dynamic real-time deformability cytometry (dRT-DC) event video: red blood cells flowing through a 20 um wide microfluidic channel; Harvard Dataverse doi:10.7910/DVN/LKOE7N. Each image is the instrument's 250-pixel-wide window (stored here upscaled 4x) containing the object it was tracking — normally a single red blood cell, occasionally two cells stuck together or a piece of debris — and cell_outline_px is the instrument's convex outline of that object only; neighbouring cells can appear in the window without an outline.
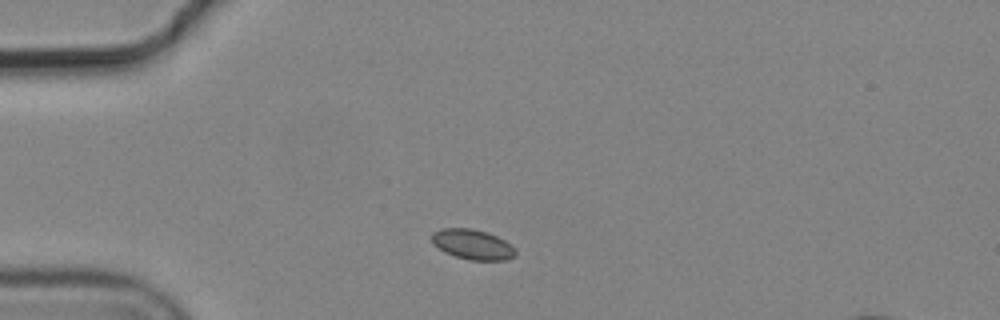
{"species": "common noctule bat (a hibernating species)", "species_latin": "Nyctalus noctula", "temperature_condition": "cold", "stored_images_in_passage": 14, "segment_of_instrument_passage": [1, 2], "camera_frame_rate_fps": 3000, "um_per_image_px": 0.085, "animal": {"sex": "male", "body_mass_g": 19.2, "forearm_length_mm": 51.8}, "frame": {"image": 1, "passage_image": 2, "time_ms": 0.333, "image_size_px": [1000, 320], "cell_outline_px": [[516, 256], [508, 260], [468, 260], [444, 252], [432, 244], [432, 232], [440, 228], [472, 228], [496, 236], [504, 240], [516, 252]], "centroid_in_image_um": [40.12, 20.78], "position_along_channel_um": 44.9, "area_um2": 14.62}}
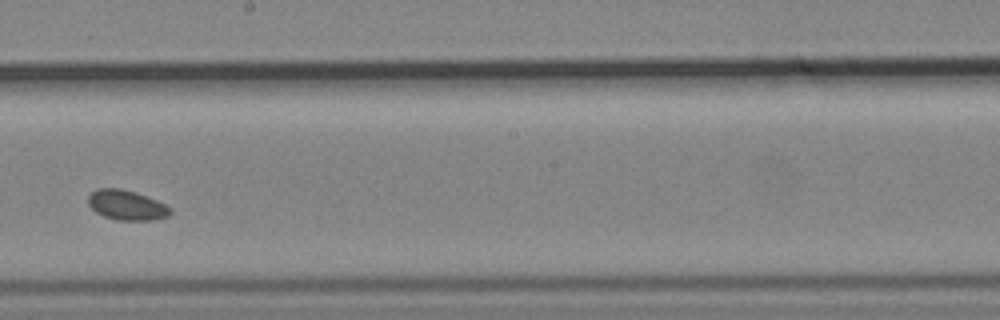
{"frame": {"image": 2, "passage_image": 7, "time_ms": 2.0, "image_size_px": [1000, 320], "cell_outline_px": [[172, 212], [168, 216], [152, 220], [116, 220], [104, 216], [96, 212], [88, 204], [88, 196], [96, 188], [120, 188], [136, 192], [156, 200], [172, 208]], "centroid_in_image_um": [10.76, 17.43], "position_along_channel_um": 237.4, "area_um2": 14.33}}
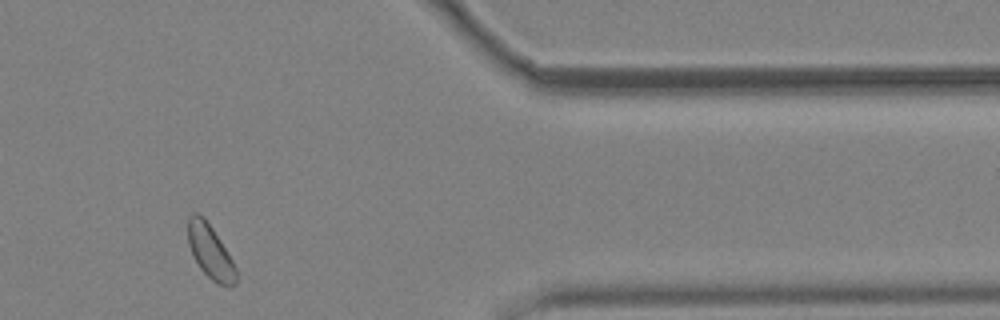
{"frame": {"image": 3, "passage_image": 11, "time_ms": 3.333, "image_size_px": [1000, 320], "cell_outline_px": [[236, 284], [220, 284], [212, 280], [200, 268], [188, 244], [188, 216], [192, 212], [196, 212], [212, 228], [220, 240], [232, 260], [236, 268]], "centroid_in_image_um": [17.85, 21.37], "position_along_channel_um": 393.5, "area_um2": 14.51}}